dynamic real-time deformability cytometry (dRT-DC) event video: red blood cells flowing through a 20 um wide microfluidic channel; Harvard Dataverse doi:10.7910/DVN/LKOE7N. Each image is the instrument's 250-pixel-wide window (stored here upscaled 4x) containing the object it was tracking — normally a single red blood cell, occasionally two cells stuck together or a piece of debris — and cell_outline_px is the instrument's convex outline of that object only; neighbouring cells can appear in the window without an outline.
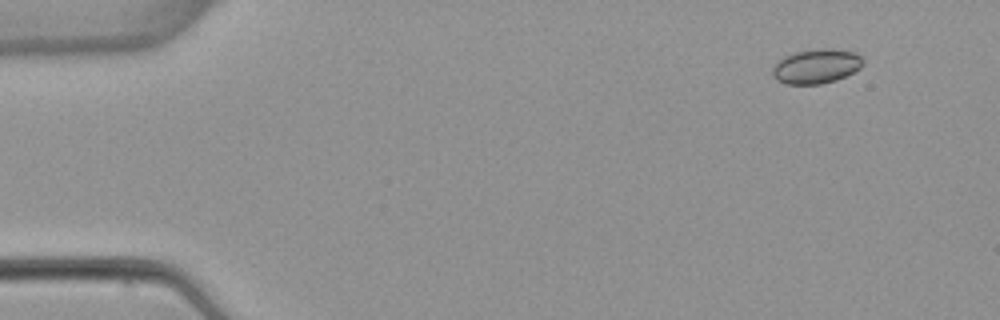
{"species": "common noctule bat (a hibernating species)", "species_latin": "Nyctalus noctula", "temperature_condition": "warm", "stored_images_in_passage": 4, "camera_frame_rate_fps": 3000, "um_per_image_px": 0.085, "animal": {"sex": "female", "body_mass_g": 22.7, "forearm_length_mm": 54.2}, "frame": {"image": 1, "passage_image": 1, "time_ms": 0.0, "image_size_px": [1000, 320], "cell_outline_px": [[864, 64], [860, 68], [836, 80], [820, 84], [788, 84], [776, 80], [772, 76], [772, 68], [784, 56], [796, 52], [820, 48], [832, 48], [856, 52], [864, 60]], "centroid_in_image_um": [69.4, 5.62], "position_along_channel_um": 15.6, "area_um2": 18.21}}
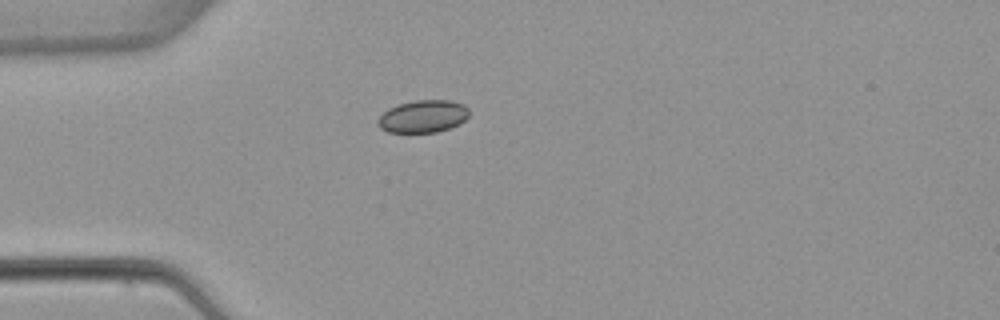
{"frame": {"image": 2, "passage_image": 3, "time_ms": 3.333, "image_size_px": [1000, 320], "cell_outline_px": [[468, 116], [460, 124], [436, 132], [388, 132], [380, 128], [376, 124], [376, 120], [388, 108], [400, 104], [416, 100], [452, 100], [464, 104], [468, 108]], "centroid_in_image_um": [35.95, 9.89], "position_along_channel_um": 49.1, "area_um2": 17.28}}